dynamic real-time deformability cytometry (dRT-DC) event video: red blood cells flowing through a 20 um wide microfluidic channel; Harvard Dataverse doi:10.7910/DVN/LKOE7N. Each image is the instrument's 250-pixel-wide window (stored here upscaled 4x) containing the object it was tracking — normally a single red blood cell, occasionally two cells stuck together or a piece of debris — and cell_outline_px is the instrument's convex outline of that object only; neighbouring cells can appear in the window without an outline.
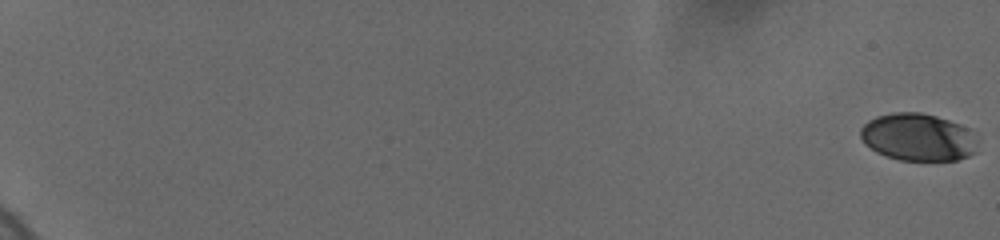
{"species": "human", "species_latin": "Homo sapiens", "temperature_condition": "cold", "stored_images_in_passage": 52, "camera_frame_rate_fps": 3000, "um_per_image_px": 0.085, "donor": {"sex": "female"}, "frame": {"image": 1, "passage_image": 1, "time_ms": 0.0, "image_size_px": [1000, 240], "cell_outline_px": [[976, 152], [968, 156], [956, 160], [900, 160], [876, 152], [864, 144], [860, 136], [860, 128], [868, 120], [876, 116], [892, 112], [920, 112], [936, 116], [972, 128]], "centroid_in_image_um": [78.01, 11.65], "position_along_channel_um": 7.0, "area_um2": 32.48}}
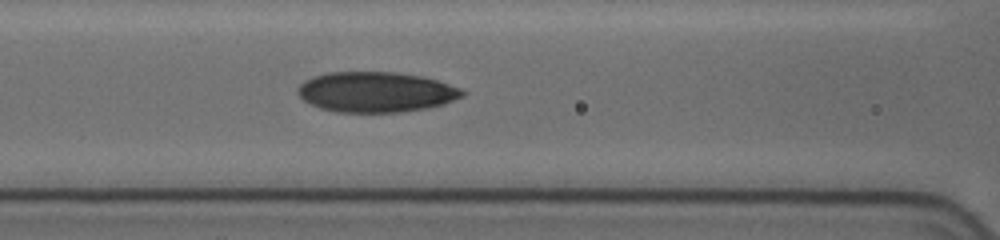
{"frame": {"image": 2, "passage_image": 27, "time_ms": 10.0, "image_size_px": [1000, 240], "cell_outline_px": [[464, 96], [444, 104], [428, 108], [404, 112], [336, 112], [320, 108], [304, 100], [296, 92], [296, 88], [304, 80], [312, 76], [328, 72], [396, 72], [420, 76], [436, 80], [460, 88], [464, 92]], "centroid_in_image_um": [31.93, 7.82], "position_along_channel_um": 134.7, "area_um2": 38.78}}
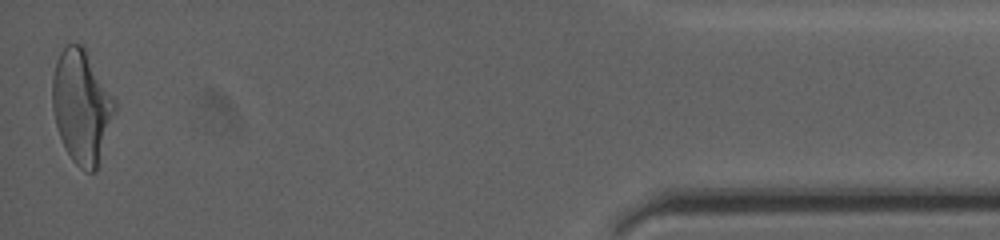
{"frame": {"image": 3, "passage_image": 52, "time_ms": 19.667, "image_size_px": [1000, 240], "cell_outline_px": [[116, 108], [96, 168], [92, 172], [88, 172], [80, 168], [72, 160], [60, 136], [56, 124], [52, 108], [52, 80], [56, 60], [60, 52], [68, 44], [84, 44], [116, 100]], "centroid_in_image_um": [6.93, 8.98], "position_along_channel_um": 428.3, "area_um2": 40.92}, "authors_computed_cell_mechanics": {"area_um2": 37.1943, "velocity_mm_per_s": 3.7074, "shape_relaxation_time_tau1_ms": 5.075, "shape_relaxation_time_tau2_ms": 1.9195, "deformation_change_tau1": 0.1558, "deformation_change_tau2": 0.0769}}